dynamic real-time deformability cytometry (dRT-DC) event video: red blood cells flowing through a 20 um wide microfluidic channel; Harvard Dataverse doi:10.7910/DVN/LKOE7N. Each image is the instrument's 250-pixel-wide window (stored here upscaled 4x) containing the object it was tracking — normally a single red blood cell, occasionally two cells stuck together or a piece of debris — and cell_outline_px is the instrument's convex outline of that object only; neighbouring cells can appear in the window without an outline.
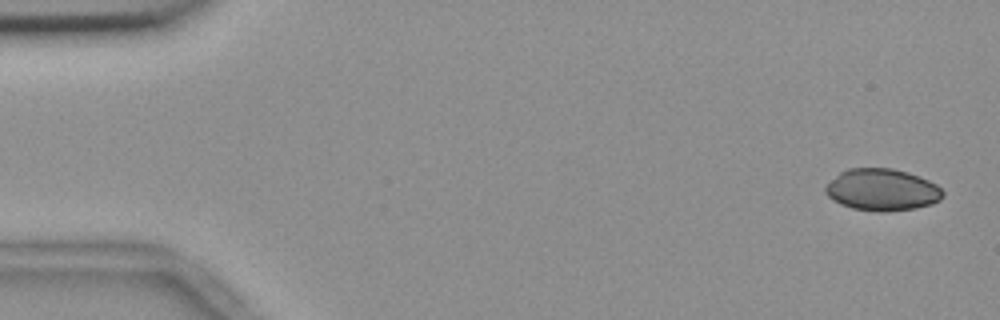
{"species": "common noctule bat (a hibernating species)", "species_latin": "Nyctalus noctula", "temperature_condition": "room temperature", "stored_images_in_passage": 54, "camera_frame_rate_fps": 3000, "um_per_image_px": 0.085, "animal": {"sex": "female", "body_mass_g": 18.4}, "frame": {"image": 1, "passage_image": 1, "time_ms": 0.0, "image_size_px": [1000, 320], "cell_outline_px": [[944, 196], [940, 200], [932, 204], [916, 208], [888, 212], [876, 212], [852, 208], [840, 204], [832, 200], [824, 192], [824, 188], [840, 172], [848, 168], [892, 168], [908, 172], [928, 180], [936, 184], [944, 192]], "centroid_in_image_um": [74.98, 16.14], "position_along_channel_um": 10.0, "area_um2": 28.84}}
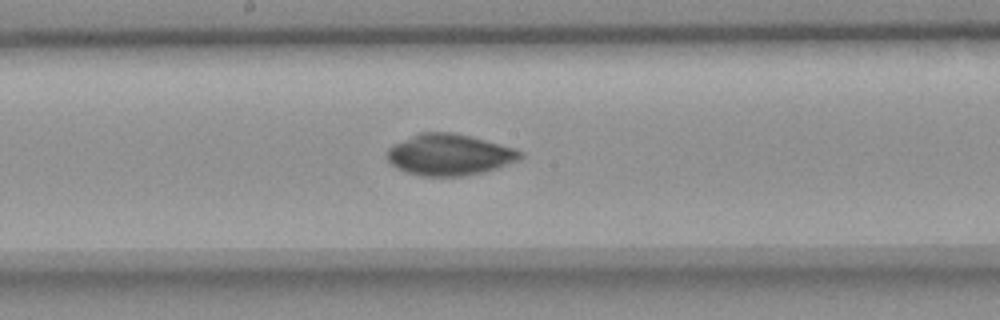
{"frame": {"image": 2, "passage_image": 28, "time_ms": 9.0, "image_size_px": [1000, 320], "cell_outline_px": [[524, 156], [520, 160], [484, 172], [464, 176], [420, 176], [396, 168], [388, 160], [388, 148], [392, 144], [420, 132], [452, 132], [484, 140], [512, 148], [524, 152]], "centroid_in_image_um": [38.19, 13.16], "position_along_channel_um": 210.0, "area_um2": 31.91}}
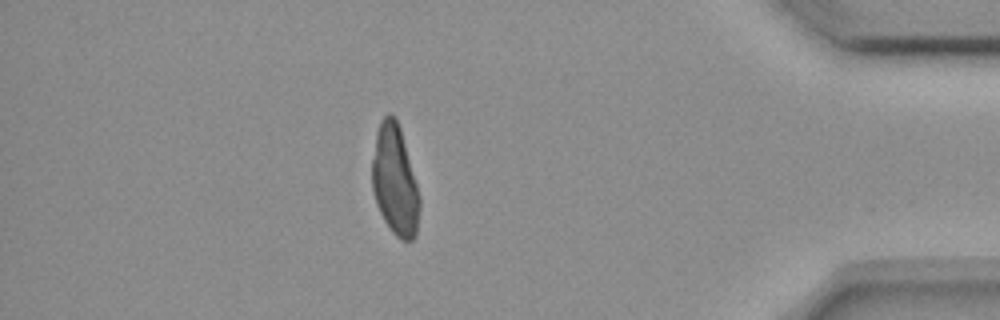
{"frame": {"image": 3, "passage_image": 47, "time_ms": 15.333, "image_size_px": [1000, 320], "cell_outline_px": [[420, 208], [416, 236], [412, 240], [400, 240], [392, 232], [384, 220], [376, 204], [372, 188], [372, 160], [376, 132], [380, 120], [388, 112], [392, 112], [400, 128], [420, 196]], "centroid_in_image_um": [33.56, 15.35], "position_along_channel_um": 401.6, "area_um2": 30.58}}